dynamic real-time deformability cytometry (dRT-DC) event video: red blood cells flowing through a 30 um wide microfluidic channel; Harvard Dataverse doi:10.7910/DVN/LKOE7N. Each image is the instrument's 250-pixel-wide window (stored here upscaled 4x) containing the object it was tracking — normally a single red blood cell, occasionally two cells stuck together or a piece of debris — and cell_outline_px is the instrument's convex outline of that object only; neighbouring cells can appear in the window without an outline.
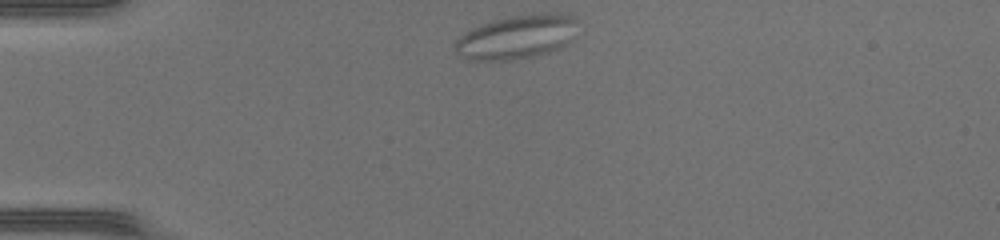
{"species": "common noctule bat (a hibernating species)", "species_latin": "Nyctalus noctula", "temperature_condition": "warm", "stored_images_in_passage": 37, "camera_frame_rate_fps": 3000, "um_per_image_px": 0.085, "animal": {"sex": "female", "body_mass_g": 17.0, "forearm_length_mm": 48.0}, "frame": {"image": 1, "passage_image": 1, "time_ms": 0.0, "image_size_px": [1000, 240], "cell_outline_px": [[576, 20], [572, 40], [568, 44], [560, 48], [548, 52], [532, 56], [512, 60], [468, 60], [456, 52], [456, 40], [464, 32], [472, 28], [496, 20], [512, 16], [540, 12], [560, 12], [576, 16]], "centroid_in_image_um": [43.97, 3.13], "position_along_channel_um": 41.0, "area_um2": 31.39}}
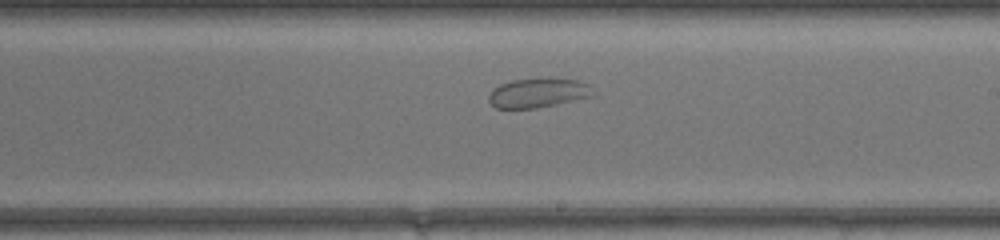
{"frame": {"image": 2, "passage_image": 18, "time_ms": 5.667, "image_size_px": [1000, 240], "cell_outline_px": [[596, 96], [536, 108], [496, 108], [488, 100], [488, 96], [492, 88], [500, 84], [512, 80], [576, 80], [588, 84], [596, 92]], "centroid_in_image_um": [45.75, 7.93], "position_along_channel_um": 243.3, "area_um2": 17.51}}
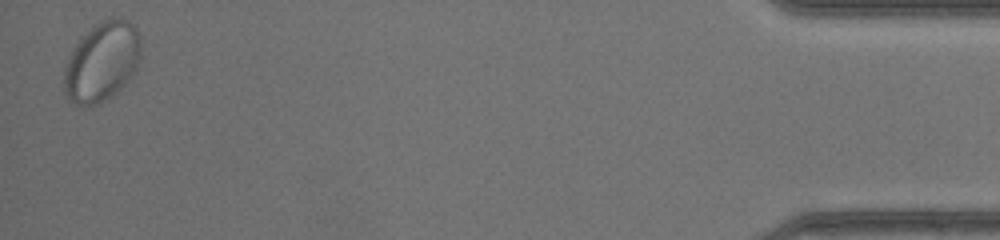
{"frame": {"image": 3, "passage_image": 37, "time_ms": 12.0, "image_size_px": [1000, 240], "cell_outline_px": [[140, 56], [136, 68], [124, 84], [116, 92], [96, 104], [80, 108], [72, 104], [64, 92], [64, 68], [68, 56], [76, 44], [96, 24], [112, 16], [120, 16], [128, 20], [136, 28], [140, 36]], "centroid_in_image_um": [8.65, 5.25], "position_along_channel_um": 426.6, "area_um2": 35.49}}